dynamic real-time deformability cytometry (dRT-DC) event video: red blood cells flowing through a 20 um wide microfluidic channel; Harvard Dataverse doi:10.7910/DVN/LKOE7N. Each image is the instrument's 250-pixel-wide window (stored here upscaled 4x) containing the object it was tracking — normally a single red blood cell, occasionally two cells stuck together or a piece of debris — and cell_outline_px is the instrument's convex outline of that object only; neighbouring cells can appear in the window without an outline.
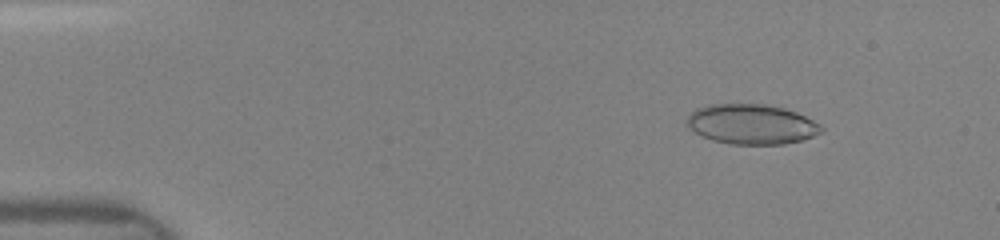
{"species": "human", "species_latin": "Homo sapiens", "temperature_condition": "room temperature", "stored_images_in_passage": 40, "camera_frame_rate_fps": 3000, "um_per_image_px": 0.085, "donor": {"sex": "female"}, "frame": {"image": 1, "passage_image": 7, "time_ms": 1.667, "image_size_px": [1000, 240], "cell_outline_px": [[824, 132], [800, 140], [784, 144], [732, 144], [712, 140], [692, 132], [684, 124], [688, 116], [696, 108], [708, 104], [764, 104], [784, 108], [796, 112], [820, 124], [824, 128]], "centroid_in_image_um": [63.84, 10.56], "position_along_channel_um": 21.2, "area_um2": 31.5}}
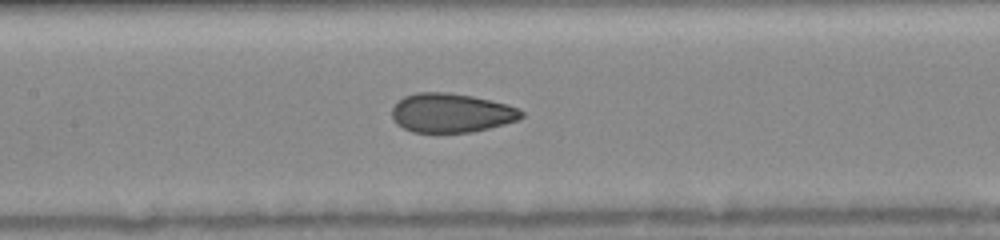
{"frame": {"image": 2, "passage_image": 31, "time_ms": 7.333, "image_size_px": [1000, 240], "cell_outline_px": [[524, 116], [520, 120], [472, 132], [412, 132], [396, 124], [392, 116], [392, 108], [404, 96], [416, 92], [448, 92], [472, 96], [520, 108], [524, 112]], "centroid_in_image_um": [38.37, 9.6], "position_along_channel_um": 169.0, "area_um2": 29.48}}
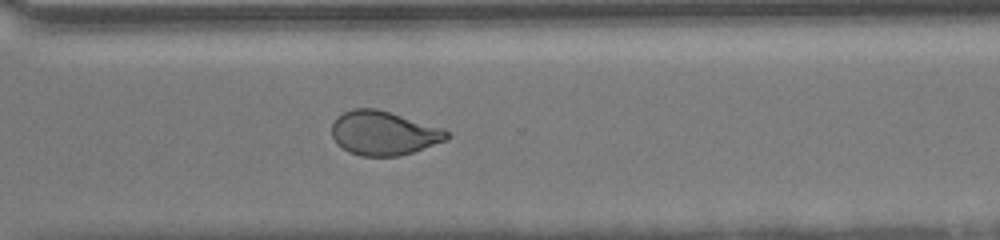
{"frame": {"image": 3, "passage_image": 40, "time_ms": 11.333, "image_size_px": [1000, 240], "cell_outline_px": [[452, 136], [448, 140], [400, 156], [360, 156], [348, 152], [336, 144], [332, 136], [332, 124], [336, 116], [352, 108], [376, 108], [440, 128], [452, 132]], "centroid_in_image_um": [32.59, 11.32], "position_along_channel_um": 338.0, "area_um2": 29.65}}